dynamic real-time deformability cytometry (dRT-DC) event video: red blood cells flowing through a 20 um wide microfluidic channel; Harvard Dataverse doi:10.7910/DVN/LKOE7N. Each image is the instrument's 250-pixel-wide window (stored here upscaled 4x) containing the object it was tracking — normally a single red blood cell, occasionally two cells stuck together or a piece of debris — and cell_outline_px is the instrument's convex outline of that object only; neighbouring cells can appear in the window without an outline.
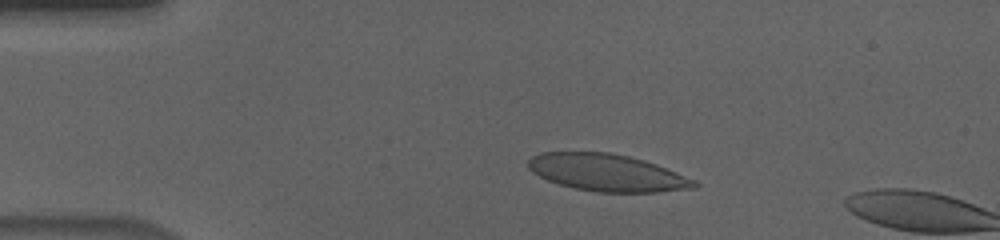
{"species": "human", "species_latin": "Homo sapiens", "temperature_condition": "cold", "stored_images_in_passage": 7, "camera_frame_rate_fps": 3000, "um_per_image_px": 0.085, "donor": {"sex": "male"}, "frame": {"image": 1, "passage_image": 4, "time_ms": 1.0, "image_size_px": [1000, 240], "cell_outline_px": [[700, 184], [696, 188], [656, 192], [596, 192], [572, 188], [548, 180], [532, 172], [528, 168], [528, 160], [532, 156], [540, 152], [608, 152], [628, 156], [644, 160], [656, 164], [696, 180]], "centroid_in_image_um": [51.61, 14.68], "position_along_channel_um": 33.4, "area_um2": 35.95}}